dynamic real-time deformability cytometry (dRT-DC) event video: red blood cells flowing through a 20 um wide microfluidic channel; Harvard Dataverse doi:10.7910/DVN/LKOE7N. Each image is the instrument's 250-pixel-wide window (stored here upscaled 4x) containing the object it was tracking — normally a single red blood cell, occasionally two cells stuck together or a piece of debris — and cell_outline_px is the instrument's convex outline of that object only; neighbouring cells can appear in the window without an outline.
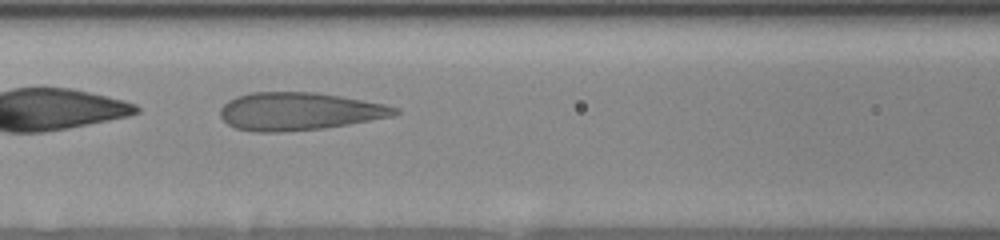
{"species": "human", "species_latin": "Homo sapiens", "temperature_condition": "room temperature", "stored_images_in_passage": 52, "camera_frame_rate_fps": 3000, "um_per_image_px": 0.085, "donor": {"sex": "female"}, "frame": {"image": 1, "passage_image": 9, "time_ms": 1.667, "image_size_px": [1000, 240], "cell_outline_px": [[400, 112], [392, 116], [348, 124], [324, 128], [280, 132], [256, 132], [236, 128], [228, 124], [220, 116], [220, 108], [228, 100], [236, 96], [252, 92], [316, 92], [340, 96], [384, 104], [400, 108]], "centroid_in_image_um": [25.4, 9.46], "position_along_channel_um": 141.2, "area_um2": 38.38}}
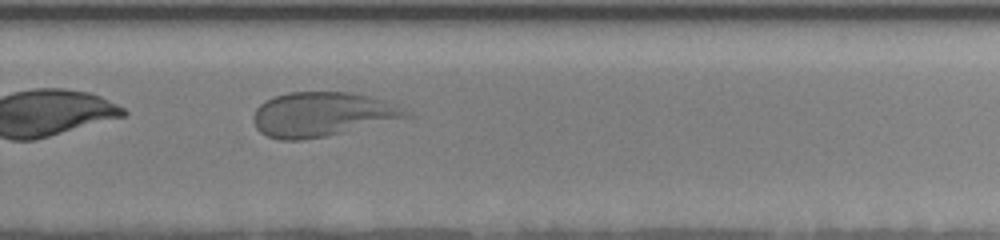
{"frame": {"image": 2, "passage_image": 28, "time_ms": 5.667, "image_size_px": [1000, 240], "cell_outline_px": [[416, 116], [344, 132], [324, 136], [300, 140], [280, 140], [268, 136], [260, 132], [256, 128], [252, 120], [252, 116], [256, 108], [260, 104], [276, 96], [288, 92], [352, 92], [368, 96], [396, 104]], "centroid_in_image_um": [27.4, 9.72], "position_along_channel_um": 302.4, "area_um2": 39.54}}
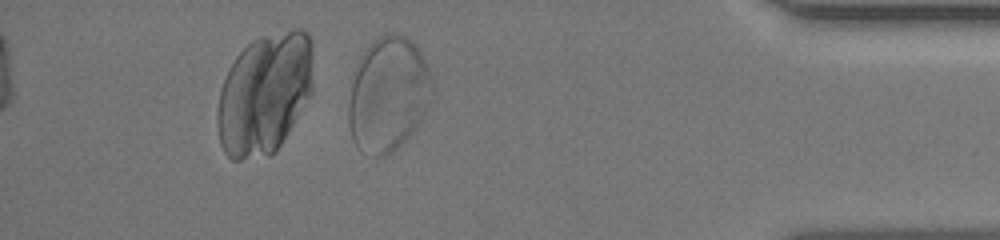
{"frame": {"image": 3, "passage_image": 40, "time_ms": 9.0, "image_size_px": [1000, 240], "cell_outline_px": [[436, 100], [416, 128], [392, 152], [384, 156], [372, 156], [356, 144], [352, 140], [348, 124], [348, 104], [352, 84], [356, 72], [364, 52], [372, 40], [388, 32], [392, 32], [404, 36], [416, 44], [428, 68], [432, 80]], "centroid_in_image_um": [33.05, 8.02], "position_along_channel_um": 402.1, "area_um2": 56.12}}